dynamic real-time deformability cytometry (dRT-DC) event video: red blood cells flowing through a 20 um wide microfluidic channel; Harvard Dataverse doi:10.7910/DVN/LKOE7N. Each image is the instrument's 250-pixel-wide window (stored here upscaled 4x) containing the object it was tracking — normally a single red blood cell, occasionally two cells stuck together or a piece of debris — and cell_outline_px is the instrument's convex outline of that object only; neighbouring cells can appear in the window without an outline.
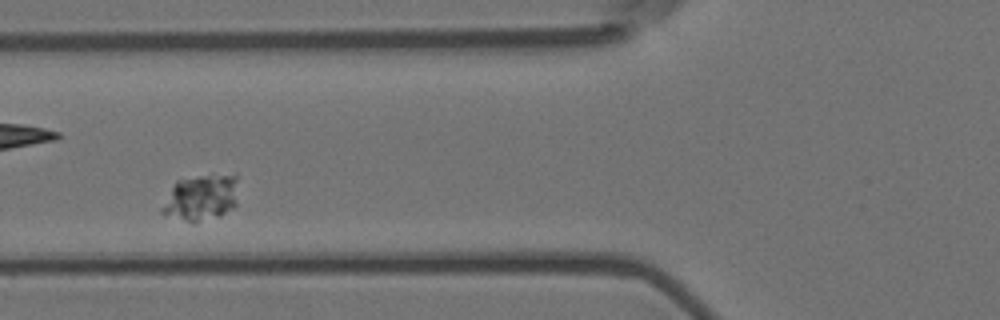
{"species": "Egyptian fruit bat (a non-hibernating species)", "species_latin": "Rousettus aegyptiacus", "temperature_condition": "room temperature", "stored_images_in_passage": 40, "camera_frame_rate_fps": 3000, "um_per_image_px": 0.085, "animal": {"sex": "female"}, "frame": {"image": 1, "passage_image": 9, "time_ms": 2.667, "image_size_px": [1000, 320], "cell_outline_px": [[236, 204], [232, 208], [220, 216], [192, 224], [160, 212], [160, 208], [176, 180], [196, 176], [236, 172]], "centroid_in_image_um": [17.09, 16.79], "position_along_channel_um": 108.7, "area_um2": 20.81}}
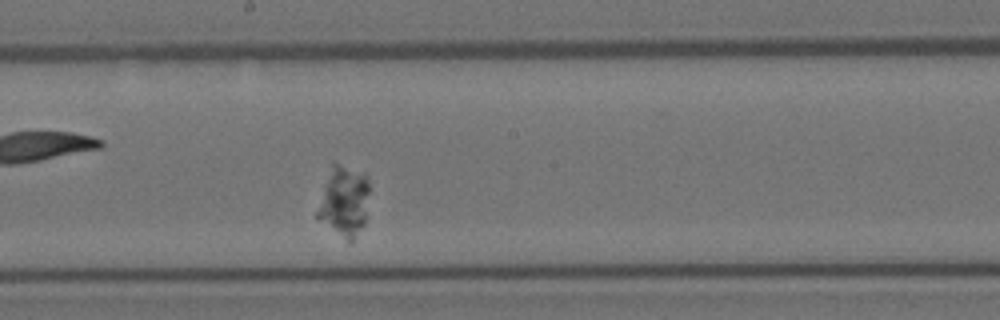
{"frame": {"image": 2, "passage_image": 19, "time_ms": 6.0, "image_size_px": [1000, 320], "cell_outline_px": [[368, 192], [364, 224], [352, 244], [348, 244], [316, 216], [316, 212], [324, 184], [332, 164], [340, 164], [364, 172], [368, 176]], "centroid_in_image_um": [29.25, 17.14], "position_along_channel_um": 219.0, "area_um2": 21.39}}
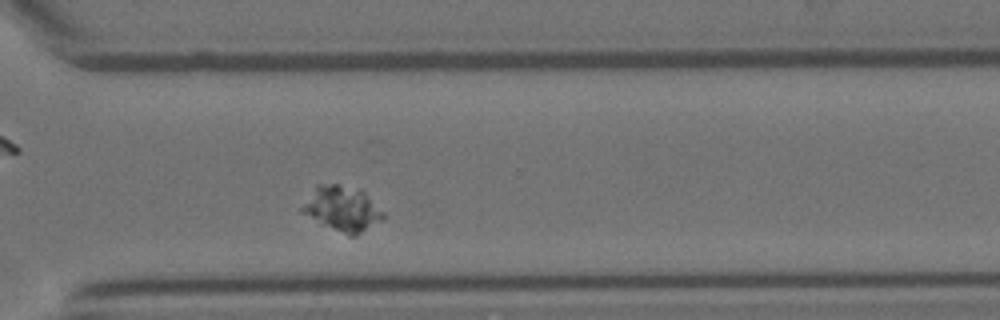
{"frame": {"image": 3, "passage_image": 30, "time_ms": 9.667, "image_size_px": [1000, 320], "cell_outline_px": [[384, 216], [380, 220], [356, 236], [348, 236], [320, 224], [300, 212], [300, 208], [316, 184], [340, 184], [360, 188], [384, 212]], "centroid_in_image_um": [29.05, 17.73], "position_along_channel_um": 341.5, "area_um2": 21.39}}